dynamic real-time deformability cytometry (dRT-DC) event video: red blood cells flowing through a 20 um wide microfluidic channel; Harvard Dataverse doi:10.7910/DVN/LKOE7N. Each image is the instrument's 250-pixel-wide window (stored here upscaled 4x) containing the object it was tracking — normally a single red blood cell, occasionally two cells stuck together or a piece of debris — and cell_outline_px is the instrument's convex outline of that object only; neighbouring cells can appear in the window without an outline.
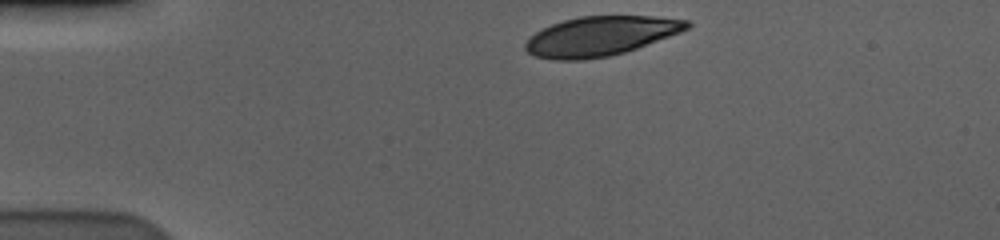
{"species": "human", "species_latin": "Homo sapiens", "temperature_condition": "cold", "stored_images_in_passage": 38, "camera_frame_rate_fps": 3000, "um_per_image_px": 0.085, "donor": {"sex": "male"}, "frame": {"image": 1, "passage_image": 1, "time_ms": 0.0, "image_size_px": [1000, 240], "cell_outline_px": [[692, 24], [688, 28], [680, 32], [636, 48], [624, 52], [608, 56], [584, 60], [552, 60], [536, 56], [528, 52], [524, 48], [524, 44], [536, 32], [552, 24], [564, 20], [580, 16], [652, 16], [688, 20]], "centroid_in_image_um": [51.03, 3.07], "position_along_channel_um": 34.0, "area_um2": 36.82}}
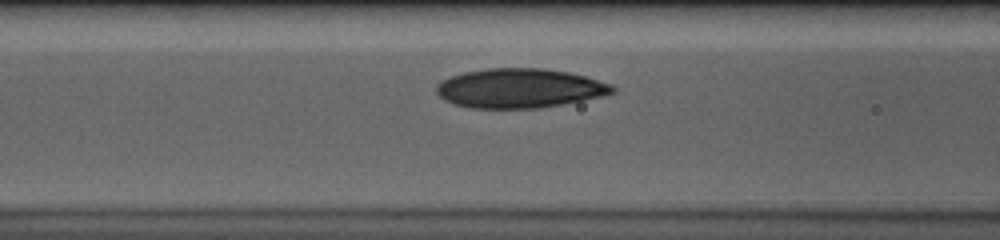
{"frame": {"image": 2, "passage_image": 13, "time_ms": 4.0, "image_size_px": [1000, 240], "cell_outline_px": [[616, 92], [600, 96], [560, 104], [536, 108], [472, 108], [452, 104], [444, 100], [436, 92], [436, 84], [440, 80], [464, 72], [488, 68], [544, 68], [568, 72], [584, 76], [612, 84], [616, 88]], "centroid_in_image_um": [44.12, 7.49], "position_along_channel_um": 122.5, "area_um2": 40.29}}
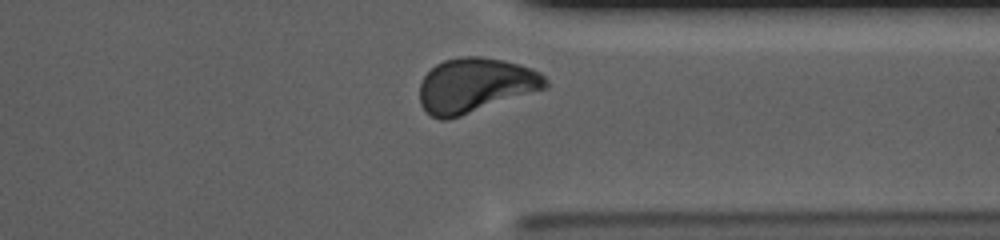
{"frame": {"image": 3, "passage_image": 34, "time_ms": 11.0, "image_size_px": [1000, 240], "cell_outline_px": [[548, 84], [544, 88], [448, 120], [440, 120], [432, 116], [420, 104], [420, 84], [424, 76], [436, 64], [444, 60], [464, 56], [480, 56], [504, 60], [520, 64], [532, 68], [540, 72], [548, 80]], "centroid_in_image_um": [40.38, 7.23], "position_along_channel_um": 371.0, "area_um2": 39.71}, "authors_computed_cell_mechanics": {"area_um2": 39.304, "velocity_mm_per_s": 3.5661, "shape_relaxation_time_tau1_ms": 5.4631, "shape_relaxation_time_tau2_ms": 2.0026, "deformation_change_tau1": 0.1442, "deformation_change_tau2": 0.0491}}